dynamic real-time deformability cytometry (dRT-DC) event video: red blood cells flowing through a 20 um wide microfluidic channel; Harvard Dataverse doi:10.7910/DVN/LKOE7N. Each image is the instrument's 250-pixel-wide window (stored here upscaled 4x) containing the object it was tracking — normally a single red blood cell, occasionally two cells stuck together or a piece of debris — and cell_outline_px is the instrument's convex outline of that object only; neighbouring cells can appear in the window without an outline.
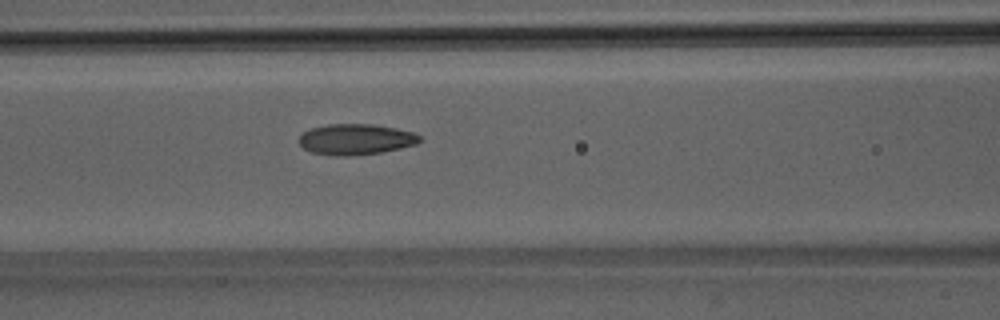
{"species": "Egyptian fruit bat (a non-hibernating species)", "species_latin": "Rousettus aegyptiacus", "temperature_condition": "room temperature", "stored_images_in_passage": 44, "camera_frame_rate_fps": 3000, "um_per_image_px": 0.085, "animal": {"sex": "male"}, "frame": {"image": 1, "passage_image": 15, "time_ms": 4.667, "image_size_px": [1000, 320], "cell_outline_px": [[424, 140], [416, 144], [400, 148], [380, 152], [348, 156], [332, 156], [312, 152], [304, 148], [300, 144], [300, 136], [304, 132], [312, 128], [328, 124], [372, 124], [396, 128], [412, 132], [420, 136]], "centroid_in_image_um": [30.26, 11.84], "position_along_channel_um": 136.3, "area_um2": 21.56}}
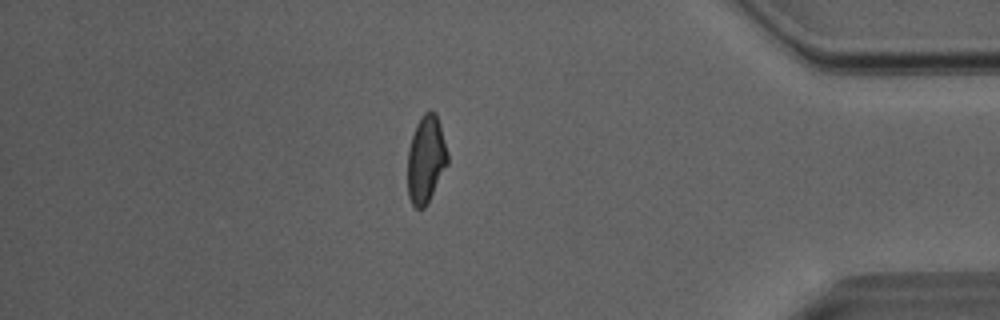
{"frame": {"image": 2, "passage_image": 37, "time_ms": 12.0, "image_size_px": [1000, 320], "cell_outline_px": [[448, 164], [424, 208], [416, 208], [412, 204], [408, 196], [408, 148], [416, 124], [420, 116], [428, 108], [432, 108], [436, 112], [440, 124], [448, 152]], "centroid_in_image_um": [36.21, 13.47], "position_along_channel_um": 399.0, "area_um2": 20.52}}
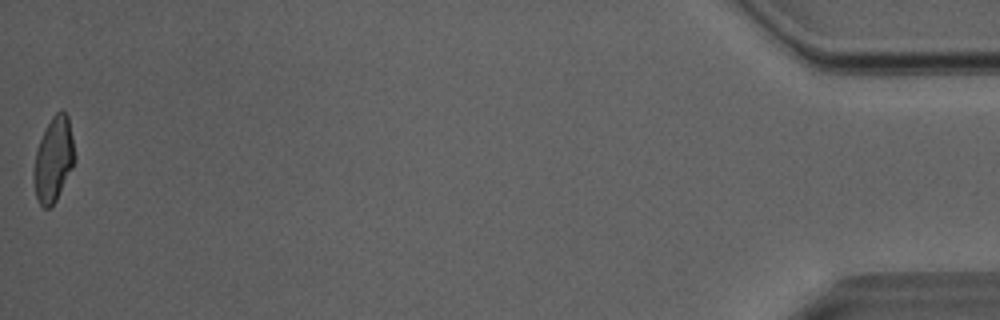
{"frame": {"image": 3, "passage_image": 44, "time_ms": 14.333, "image_size_px": [1000, 320], "cell_outline_px": [[76, 160], [56, 200], [48, 208], [44, 208], [40, 204], [36, 196], [32, 176], [32, 172], [36, 152], [40, 140], [52, 116], [56, 112], [64, 112], [68, 116], [76, 156]], "centroid_in_image_um": [4.55, 13.57], "position_along_channel_um": 430.7, "area_um2": 20.0}, "authors_computed_cell_mechanics": {"area_um2": 21.0103, "velocity_mm_per_s": 4.058, "shape_relaxation_time_tau1_ms": 9.2731, "shape_relaxation_time_tau2_ms": 1.9181, "deformation_change_tau1": 0.2272, "deformation_change_tau2": 0.0919}}